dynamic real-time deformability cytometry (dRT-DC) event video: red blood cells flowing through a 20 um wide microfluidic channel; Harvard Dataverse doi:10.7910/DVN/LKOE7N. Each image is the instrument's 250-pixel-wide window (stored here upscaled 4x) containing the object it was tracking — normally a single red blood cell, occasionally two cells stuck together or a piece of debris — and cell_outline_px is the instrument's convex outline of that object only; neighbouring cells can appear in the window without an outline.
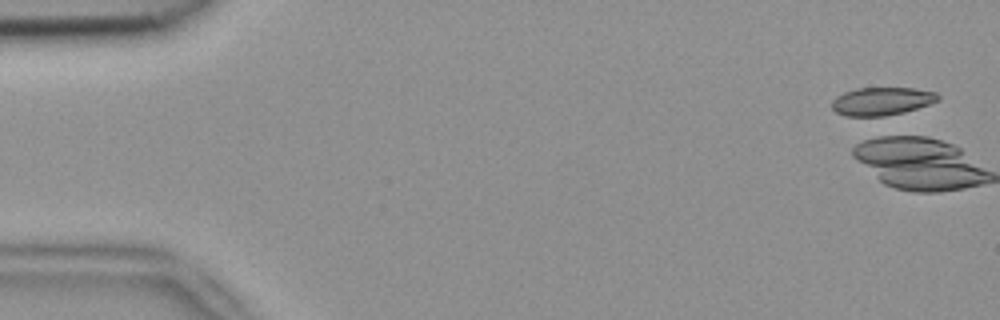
{"species": "common noctule bat (a hibernating species)", "species_latin": "Nyctalus noctula", "temperature_condition": "room temperature", "stored_images_in_passage": 3, "camera_frame_rate_fps": 3000, "um_per_image_px": 0.085, "animal": {"sex": "female", "body_mass_g": 18.4}, "frame": {"image": 1, "passage_image": 1, "time_ms": 0.0, "image_size_px": [1000, 320], "cell_outline_px": [[940, 100], [904, 112], [884, 116], [844, 116], [836, 112], [832, 108], [832, 100], [836, 96], [844, 92], [856, 88], [912, 88], [936, 92], [940, 96]], "centroid_in_image_um": [74.93, 8.6], "position_along_channel_um": 10.1, "area_um2": 17.34}}